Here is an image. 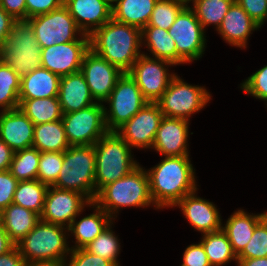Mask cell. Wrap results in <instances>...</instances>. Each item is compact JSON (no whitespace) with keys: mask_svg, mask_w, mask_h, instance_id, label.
Instances as JSON below:
<instances>
[{"mask_svg":"<svg viewBox=\"0 0 267 266\" xmlns=\"http://www.w3.org/2000/svg\"><path fill=\"white\" fill-rule=\"evenodd\" d=\"M141 46V29L113 18L89 35L90 49L124 73L143 54Z\"/></svg>","mask_w":267,"mask_h":266,"instance_id":"cell-1","label":"cell"},{"mask_svg":"<svg viewBox=\"0 0 267 266\" xmlns=\"http://www.w3.org/2000/svg\"><path fill=\"white\" fill-rule=\"evenodd\" d=\"M147 171L150 194L156 208L173 207L185 195L197 191L189 156L165 157Z\"/></svg>","mask_w":267,"mask_h":266,"instance_id":"cell-2","label":"cell"},{"mask_svg":"<svg viewBox=\"0 0 267 266\" xmlns=\"http://www.w3.org/2000/svg\"><path fill=\"white\" fill-rule=\"evenodd\" d=\"M94 203L112 219L119 208L147 207L154 204L147 171L138 165L129 174L104 186L97 193Z\"/></svg>","mask_w":267,"mask_h":266,"instance_id":"cell-3","label":"cell"},{"mask_svg":"<svg viewBox=\"0 0 267 266\" xmlns=\"http://www.w3.org/2000/svg\"><path fill=\"white\" fill-rule=\"evenodd\" d=\"M95 198L106 185L129 174L139 164L131 155V147L117 132H108L95 144Z\"/></svg>","mask_w":267,"mask_h":266,"instance_id":"cell-4","label":"cell"},{"mask_svg":"<svg viewBox=\"0 0 267 266\" xmlns=\"http://www.w3.org/2000/svg\"><path fill=\"white\" fill-rule=\"evenodd\" d=\"M95 167L94 145L70 146L63 152V165L53 186L80 192L94 202Z\"/></svg>","mask_w":267,"mask_h":266,"instance_id":"cell-5","label":"cell"},{"mask_svg":"<svg viewBox=\"0 0 267 266\" xmlns=\"http://www.w3.org/2000/svg\"><path fill=\"white\" fill-rule=\"evenodd\" d=\"M0 59L20 78L41 67V47L27 20H16L11 26Z\"/></svg>","mask_w":267,"mask_h":266,"instance_id":"cell-6","label":"cell"},{"mask_svg":"<svg viewBox=\"0 0 267 266\" xmlns=\"http://www.w3.org/2000/svg\"><path fill=\"white\" fill-rule=\"evenodd\" d=\"M66 229L68 231V228L62 225L40 220L16 246L26 263L67 261L65 257L70 254L71 248L67 244Z\"/></svg>","mask_w":267,"mask_h":266,"instance_id":"cell-7","label":"cell"},{"mask_svg":"<svg viewBox=\"0 0 267 266\" xmlns=\"http://www.w3.org/2000/svg\"><path fill=\"white\" fill-rule=\"evenodd\" d=\"M210 99L211 95L205 87L187 84L175 75L156 103L164 117L189 121L191 114L200 111Z\"/></svg>","mask_w":267,"mask_h":266,"instance_id":"cell-8","label":"cell"},{"mask_svg":"<svg viewBox=\"0 0 267 266\" xmlns=\"http://www.w3.org/2000/svg\"><path fill=\"white\" fill-rule=\"evenodd\" d=\"M27 21L31 24L41 48L71 41H89V35L82 33L64 5ZM77 33L81 35L80 39L76 37Z\"/></svg>","mask_w":267,"mask_h":266,"instance_id":"cell-9","label":"cell"},{"mask_svg":"<svg viewBox=\"0 0 267 266\" xmlns=\"http://www.w3.org/2000/svg\"><path fill=\"white\" fill-rule=\"evenodd\" d=\"M104 102L109 103L110 106L108 111L104 108L107 129L109 132H116L148 101L143 97L140 88L129 73H123Z\"/></svg>","mask_w":267,"mask_h":266,"instance_id":"cell-10","label":"cell"},{"mask_svg":"<svg viewBox=\"0 0 267 266\" xmlns=\"http://www.w3.org/2000/svg\"><path fill=\"white\" fill-rule=\"evenodd\" d=\"M95 103L85 109L62 116L70 146L94 145L109 131L105 122L104 104Z\"/></svg>","mask_w":267,"mask_h":266,"instance_id":"cell-11","label":"cell"},{"mask_svg":"<svg viewBox=\"0 0 267 266\" xmlns=\"http://www.w3.org/2000/svg\"><path fill=\"white\" fill-rule=\"evenodd\" d=\"M205 29L188 4L179 12L168 33L175 41L177 54L187 63L202 57L205 51Z\"/></svg>","mask_w":267,"mask_h":266,"instance_id":"cell-12","label":"cell"},{"mask_svg":"<svg viewBox=\"0 0 267 266\" xmlns=\"http://www.w3.org/2000/svg\"><path fill=\"white\" fill-rule=\"evenodd\" d=\"M171 65L173 64L169 61L142 54L128 73L135 80L143 97L148 102H156L176 75L168 73L167 66Z\"/></svg>","mask_w":267,"mask_h":266,"instance_id":"cell-13","label":"cell"},{"mask_svg":"<svg viewBox=\"0 0 267 266\" xmlns=\"http://www.w3.org/2000/svg\"><path fill=\"white\" fill-rule=\"evenodd\" d=\"M90 203L91 201L80 192L49 186L40 220L68 228Z\"/></svg>","mask_w":267,"mask_h":266,"instance_id":"cell-14","label":"cell"},{"mask_svg":"<svg viewBox=\"0 0 267 266\" xmlns=\"http://www.w3.org/2000/svg\"><path fill=\"white\" fill-rule=\"evenodd\" d=\"M163 117L156 102H147L116 132L131 148H152Z\"/></svg>","mask_w":267,"mask_h":266,"instance_id":"cell-15","label":"cell"},{"mask_svg":"<svg viewBox=\"0 0 267 266\" xmlns=\"http://www.w3.org/2000/svg\"><path fill=\"white\" fill-rule=\"evenodd\" d=\"M80 72L84 75L90 93L96 102H104L123 75L118 67L89 49L84 55Z\"/></svg>","mask_w":267,"mask_h":266,"instance_id":"cell-16","label":"cell"},{"mask_svg":"<svg viewBox=\"0 0 267 266\" xmlns=\"http://www.w3.org/2000/svg\"><path fill=\"white\" fill-rule=\"evenodd\" d=\"M89 41H71L41 48V67L60 77L79 72Z\"/></svg>","mask_w":267,"mask_h":266,"instance_id":"cell-17","label":"cell"},{"mask_svg":"<svg viewBox=\"0 0 267 266\" xmlns=\"http://www.w3.org/2000/svg\"><path fill=\"white\" fill-rule=\"evenodd\" d=\"M189 121L163 117L156 132L152 148L162 156H189L187 149Z\"/></svg>","mask_w":267,"mask_h":266,"instance_id":"cell-18","label":"cell"},{"mask_svg":"<svg viewBox=\"0 0 267 266\" xmlns=\"http://www.w3.org/2000/svg\"><path fill=\"white\" fill-rule=\"evenodd\" d=\"M64 6L83 34L90 35L112 18L110 0H64Z\"/></svg>","mask_w":267,"mask_h":266,"instance_id":"cell-19","label":"cell"},{"mask_svg":"<svg viewBox=\"0 0 267 266\" xmlns=\"http://www.w3.org/2000/svg\"><path fill=\"white\" fill-rule=\"evenodd\" d=\"M195 192L185 195L175 206L181 208L185 218L197 231L207 234L221 230V217L216 206L197 197Z\"/></svg>","mask_w":267,"mask_h":266,"instance_id":"cell-20","label":"cell"},{"mask_svg":"<svg viewBox=\"0 0 267 266\" xmlns=\"http://www.w3.org/2000/svg\"><path fill=\"white\" fill-rule=\"evenodd\" d=\"M33 122L20 108L0 113V139L14 152L33 145Z\"/></svg>","mask_w":267,"mask_h":266,"instance_id":"cell-21","label":"cell"},{"mask_svg":"<svg viewBox=\"0 0 267 266\" xmlns=\"http://www.w3.org/2000/svg\"><path fill=\"white\" fill-rule=\"evenodd\" d=\"M58 98L63 114L79 111L97 103L80 71L60 78Z\"/></svg>","mask_w":267,"mask_h":266,"instance_id":"cell-22","label":"cell"},{"mask_svg":"<svg viewBox=\"0 0 267 266\" xmlns=\"http://www.w3.org/2000/svg\"><path fill=\"white\" fill-rule=\"evenodd\" d=\"M260 26L246 13V11L235 1L229 8L218 28V33L230 45L246 48L251 31Z\"/></svg>","mask_w":267,"mask_h":266,"instance_id":"cell-23","label":"cell"},{"mask_svg":"<svg viewBox=\"0 0 267 266\" xmlns=\"http://www.w3.org/2000/svg\"><path fill=\"white\" fill-rule=\"evenodd\" d=\"M60 76L39 67L20 81L19 99L58 97Z\"/></svg>","mask_w":267,"mask_h":266,"instance_id":"cell-24","label":"cell"},{"mask_svg":"<svg viewBox=\"0 0 267 266\" xmlns=\"http://www.w3.org/2000/svg\"><path fill=\"white\" fill-rule=\"evenodd\" d=\"M88 206L95 207L96 212L83 217L78 222L75 218L68 227V231H71L76 239L75 247L71 249L84 248L112 223V218L97 204L91 202Z\"/></svg>","mask_w":267,"mask_h":266,"instance_id":"cell-25","label":"cell"},{"mask_svg":"<svg viewBox=\"0 0 267 266\" xmlns=\"http://www.w3.org/2000/svg\"><path fill=\"white\" fill-rule=\"evenodd\" d=\"M261 221V214H247L244 210H237L228 218L225 226H222L237 256L250 242L255 227Z\"/></svg>","mask_w":267,"mask_h":266,"instance_id":"cell-26","label":"cell"},{"mask_svg":"<svg viewBox=\"0 0 267 266\" xmlns=\"http://www.w3.org/2000/svg\"><path fill=\"white\" fill-rule=\"evenodd\" d=\"M0 220L10 240L16 245L36 226L40 215L12 203L0 212Z\"/></svg>","mask_w":267,"mask_h":266,"instance_id":"cell-27","label":"cell"},{"mask_svg":"<svg viewBox=\"0 0 267 266\" xmlns=\"http://www.w3.org/2000/svg\"><path fill=\"white\" fill-rule=\"evenodd\" d=\"M141 38L142 41L147 42L142 43L146 44L154 58L169 61L173 66L186 63L177 54L175 41L169 35L168 30L156 26H145L141 30Z\"/></svg>","mask_w":267,"mask_h":266,"instance_id":"cell-28","label":"cell"},{"mask_svg":"<svg viewBox=\"0 0 267 266\" xmlns=\"http://www.w3.org/2000/svg\"><path fill=\"white\" fill-rule=\"evenodd\" d=\"M158 0H118L112 5V18L141 30L148 24Z\"/></svg>","mask_w":267,"mask_h":266,"instance_id":"cell-29","label":"cell"},{"mask_svg":"<svg viewBox=\"0 0 267 266\" xmlns=\"http://www.w3.org/2000/svg\"><path fill=\"white\" fill-rule=\"evenodd\" d=\"M39 152H64L70 145L62 119L34 125L33 145Z\"/></svg>","mask_w":267,"mask_h":266,"instance_id":"cell-30","label":"cell"},{"mask_svg":"<svg viewBox=\"0 0 267 266\" xmlns=\"http://www.w3.org/2000/svg\"><path fill=\"white\" fill-rule=\"evenodd\" d=\"M19 108L34 125L58 121L63 116L58 97L19 99Z\"/></svg>","mask_w":267,"mask_h":266,"instance_id":"cell-31","label":"cell"},{"mask_svg":"<svg viewBox=\"0 0 267 266\" xmlns=\"http://www.w3.org/2000/svg\"><path fill=\"white\" fill-rule=\"evenodd\" d=\"M200 243L211 266H222L231 260L237 261L227 234L221 229L204 234Z\"/></svg>","mask_w":267,"mask_h":266,"instance_id":"cell-32","label":"cell"},{"mask_svg":"<svg viewBox=\"0 0 267 266\" xmlns=\"http://www.w3.org/2000/svg\"><path fill=\"white\" fill-rule=\"evenodd\" d=\"M49 186L39 180L19 181L13 196V203L41 215Z\"/></svg>","mask_w":267,"mask_h":266,"instance_id":"cell-33","label":"cell"},{"mask_svg":"<svg viewBox=\"0 0 267 266\" xmlns=\"http://www.w3.org/2000/svg\"><path fill=\"white\" fill-rule=\"evenodd\" d=\"M193 3V10L203 28L214 24L220 27L224 16L235 0H188Z\"/></svg>","mask_w":267,"mask_h":266,"instance_id":"cell-34","label":"cell"},{"mask_svg":"<svg viewBox=\"0 0 267 266\" xmlns=\"http://www.w3.org/2000/svg\"><path fill=\"white\" fill-rule=\"evenodd\" d=\"M21 78L0 59V107L1 111L19 108Z\"/></svg>","mask_w":267,"mask_h":266,"instance_id":"cell-35","label":"cell"},{"mask_svg":"<svg viewBox=\"0 0 267 266\" xmlns=\"http://www.w3.org/2000/svg\"><path fill=\"white\" fill-rule=\"evenodd\" d=\"M40 152L29 147L14 153L9 171L18 181L37 179Z\"/></svg>","mask_w":267,"mask_h":266,"instance_id":"cell-36","label":"cell"},{"mask_svg":"<svg viewBox=\"0 0 267 266\" xmlns=\"http://www.w3.org/2000/svg\"><path fill=\"white\" fill-rule=\"evenodd\" d=\"M188 0H158L146 26H156L168 30Z\"/></svg>","mask_w":267,"mask_h":266,"instance_id":"cell-37","label":"cell"},{"mask_svg":"<svg viewBox=\"0 0 267 266\" xmlns=\"http://www.w3.org/2000/svg\"><path fill=\"white\" fill-rule=\"evenodd\" d=\"M84 248L94 255L111 261L115 266H120L117 261L120 243L111 230V224Z\"/></svg>","mask_w":267,"mask_h":266,"instance_id":"cell-38","label":"cell"},{"mask_svg":"<svg viewBox=\"0 0 267 266\" xmlns=\"http://www.w3.org/2000/svg\"><path fill=\"white\" fill-rule=\"evenodd\" d=\"M63 165V152H40L37 180L47 186L56 183Z\"/></svg>","mask_w":267,"mask_h":266,"instance_id":"cell-39","label":"cell"},{"mask_svg":"<svg viewBox=\"0 0 267 266\" xmlns=\"http://www.w3.org/2000/svg\"><path fill=\"white\" fill-rule=\"evenodd\" d=\"M267 257V225L262 220L256 227L250 242L237 256V259Z\"/></svg>","mask_w":267,"mask_h":266,"instance_id":"cell-40","label":"cell"},{"mask_svg":"<svg viewBox=\"0 0 267 266\" xmlns=\"http://www.w3.org/2000/svg\"><path fill=\"white\" fill-rule=\"evenodd\" d=\"M240 87L245 93L267 103V65L248 77Z\"/></svg>","mask_w":267,"mask_h":266,"instance_id":"cell-41","label":"cell"},{"mask_svg":"<svg viewBox=\"0 0 267 266\" xmlns=\"http://www.w3.org/2000/svg\"><path fill=\"white\" fill-rule=\"evenodd\" d=\"M67 266H115L111 261L88 252L85 248L71 249Z\"/></svg>","mask_w":267,"mask_h":266,"instance_id":"cell-42","label":"cell"},{"mask_svg":"<svg viewBox=\"0 0 267 266\" xmlns=\"http://www.w3.org/2000/svg\"><path fill=\"white\" fill-rule=\"evenodd\" d=\"M18 182L9 170L0 171V212L13 203Z\"/></svg>","mask_w":267,"mask_h":266,"instance_id":"cell-43","label":"cell"},{"mask_svg":"<svg viewBox=\"0 0 267 266\" xmlns=\"http://www.w3.org/2000/svg\"><path fill=\"white\" fill-rule=\"evenodd\" d=\"M261 27L267 20V0H235Z\"/></svg>","mask_w":267,"mask_h":266,"instance_id":"cell-44","label":"cell"},{"mask_svg":"<svg viewBox=\"0 0 267 266\" xmlns=\"http://www.w3.org/2000/svg\"><path fill=\"white\" fill-rule=\"evenodd\" d=\"M64 5V0H26V20L49 13Z\"/></svg>","mask_w":267,"mask_h":266,"instance_id":"cell-45","label":"cell"},{"mask_svg":"<svg viewBox=\"0 0 267 266\" xmlns=\"http://www.w3.org/2000/svg\"><path fill=\"white\" fill-rule=\"evenodd\" d=\"M181 266H211L201 243L189 245L185 249Z\"/></svg>","mask_w":267,"mask_h":266,"instance_id":"cell-46","label":"cell"},{"mask_svg":"<svg viewBox=\"0 0 267 266\" xmlns=\"http://www.w3.org/2000/svg\"><path fill=\"white\" fill-rule=\"evenodd\" d=\"M0 6L16 20H26V0H0Z\"/></svg>","mask_w":267,"mask_h":266,"instance_id":"cell-47","label":"cell"},{"mask_svg":"<svg viewBox=\"0 0 267 266\" xmlns=\"http://www.w3.org/2000/svg\"><path fill=\"white\" fill-rule=\"evenodd\" d=\"M25 263L16 245L7 253L0 255V266H24Z\"/></svg>","mask_w":267,"mask_h":266,"instance_id":"cell-48","label":"cell"},{"mask_svg":"<svg viewBox=\"0 0 267 266\" xmlns=\"http://www.w3.org/2000/svg\"><path fill=\"white\" fill-rule=\"evenodd\" d=\"M15 21L16 19H14L0 6V50L4 42L7 40L10 28Z\"/></svg>","mask_w":267,"mask_h":266,"instance_id":"cell-49","label":"cell"},{"mask_svg":"<svg viewBox=\"0 0 267 266\" xmlns=\"http://www.w3.org/2000/svg\"><path fill=\"white\" fill-rule=\"evenodd\" d=\"M14 151L0 139V171L9 170Z\"/></svg>","mask_w":267,"mask_h":266,"instance_id":"cell-50","label":"cell"},{"mask_svg":"<svg viewBox=\"0 0 267 266\" xmlns=\"http://www.w3.org/2000/svg\"><path fill=\"white\" fill-rule=\"evenodd\" d=\"M15 244L10 240L6 230L3 227V224L0 220V255L10 251Z\"/></svg>","mask_w":267,"mask_h":266,"instance_id":"cell-51","label":"cell"},{"mask_svg":"<svg viewBox=\"0 0 267 266\" xmlns=\"http://www.w3.org/2000/svg\"><path fill=\"white\" fill-rule=\"evenodd\" d=\"M238 266H267V257L237 259Z\"/></svg>","mask_w":267,"mask_h":266,"instance_id":"cell-52","label":"cell"},{"mask_svg":"<svg viewBox=\"0 0 267 266\" xmlns=\"http://www.w3.org/2000/svg\"><path fill=\"white\" fill-rule=\"evenodd\" d=\"M24 266H67L66 261L62 260H48L33 263H25Z\"/></svg>","mask_w":267,"mask_h":266,"instance_id":"cell-53","label":"cell"},{"mask_svg":"<svg viewBox=\"0 0 267 266\" xmlns=\"http://www.w3.org/2000/svg\"><path fill=\"white\" fill-rule=\"evenodd\" d=\"M262 216V220L265 222V224L267 225V212L261 213Z\"/></svg>","mask_w":267,"mask_h":266,"instance_id":"cell-54","label":"cell"},{"mask_svg":"<svg viewBox=\"0 0 267 266\" xmlns=\"http://www.w3.org/2000/svg\"><path fill=\"white\" fill-rule=\"evenodd\" d=\"M118 0H110L111 5H113V2H117Z\"/></svg>","mask_w":267,"mask_h":266,"instance_id":"cell-55","label":"cell"}]
</instances>
